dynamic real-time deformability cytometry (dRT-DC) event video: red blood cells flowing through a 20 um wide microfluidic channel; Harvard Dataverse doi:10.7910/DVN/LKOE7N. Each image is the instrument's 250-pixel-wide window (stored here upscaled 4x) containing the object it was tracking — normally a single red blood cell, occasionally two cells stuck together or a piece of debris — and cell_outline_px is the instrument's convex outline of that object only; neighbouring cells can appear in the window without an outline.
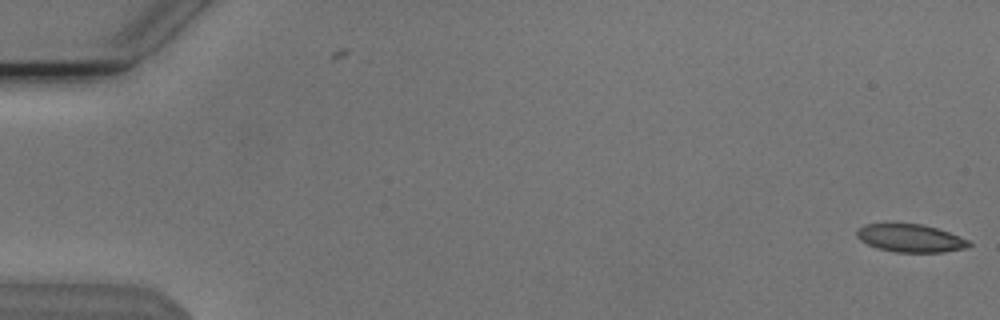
{"species": "Egyptian fruit bat (a non-hibernating species)", "species_latin": "Rousettus aegyptiacus", "temperature_condition": "cold", "stored_images_in_passage": 2, "camera_frame_rate_fps": 3000, "um_per_image_px": 0.085, "animal": {"sex": "male"}, "frame": {"image": 1, "passage_image": 2, "time_ms": 0.333, "image_size_px": [1000, 320], "cell_outline_px": [[972, 244], [964, 248], [944, 252], [896, 252], [876, 248], [860, 240], [856, 236], [856, 228], [864, 224], [924, 224], [960, 236], [968, 240]], "centroid_in_image_um": [77.35, 20.24], "position_along_channel_um": 7.6, "area_um2": 18.21}}